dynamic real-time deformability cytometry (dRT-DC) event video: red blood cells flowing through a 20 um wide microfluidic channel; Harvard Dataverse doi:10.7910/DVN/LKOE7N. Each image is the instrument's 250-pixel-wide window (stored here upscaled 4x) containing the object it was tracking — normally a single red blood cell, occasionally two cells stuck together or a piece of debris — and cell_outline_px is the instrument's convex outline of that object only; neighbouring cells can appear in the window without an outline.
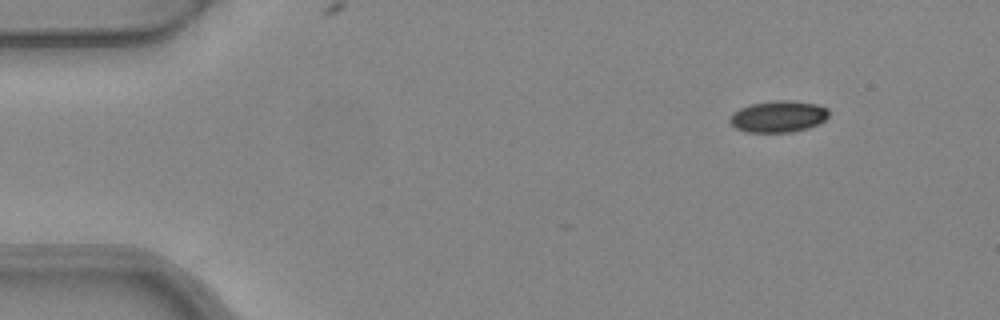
{"species": "common noctule bat (a hibernating species)", "species_latin": "Nyctalus noctula", "temperature_condition": "warm", "stored_images_in_passage": 5, "segment_of_instrument_passage": [2, 2], "camera_frame_rate_fps": 3000, "um_per_image_px": 0.085, "animal": {"sex": "female", "body_mass_g": 24.6, "forearm_length_mm": 56.2}, "frame": {"image": 1, "passage_image": 5, "time_ms": 1.333, "image_size_px": [1000, 320], "cell_outline_px": [[828, 116], [824, 120], [808, 128], [792, 132], [748, 132], [736, 128], [728, 120], [728, 116], [732, 112], [740, 108], [752, 104], [776, 100], [792, 100], [820, 104], [828, 108]], "centroid_in_image_um": [66.15, 9.89], "position_along_channel_um": 18.8, "area_um2": 18.32}}